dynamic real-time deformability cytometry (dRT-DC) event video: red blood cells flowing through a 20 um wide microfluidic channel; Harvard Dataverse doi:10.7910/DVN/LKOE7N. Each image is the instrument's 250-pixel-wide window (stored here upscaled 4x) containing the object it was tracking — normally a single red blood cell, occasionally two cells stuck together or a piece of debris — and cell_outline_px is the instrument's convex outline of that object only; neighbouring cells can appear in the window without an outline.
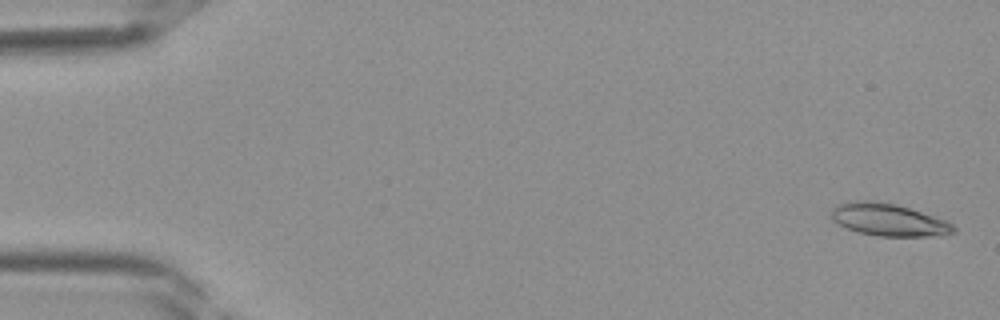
{"species": "Egyptian fruit bat (a non-hibernating species)", "species_latin": "Rousettus aegyptiacus", "temperature_condition": "room temperature", "stored_images_in_passage": 39, "camera_frame_rate_fps": 3000, "um_per_image_px": 0.085, "frame": {"image": 1, "passage_image": 1, "time_ms": 0.0, "image_size_px": [1000, 320], "cell_outline_px": [[956, 232], [944, 236], [880, 236], [856, 232], [832, 220], [828, 212], [836, 204], [848, 200], [876, 200], [896, 204], [944, 220], [952, 224], [956, 228]], "centroid_in_image_um": [75.47, 18.67], "position_along_channel_um": 9.5, "area_um2": 23.35}}
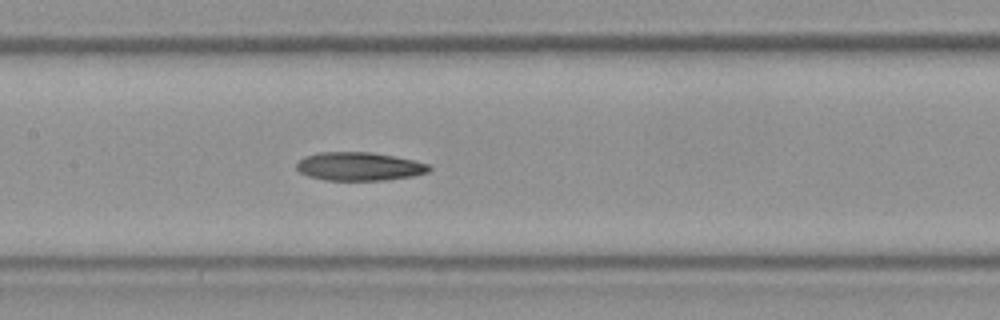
{"frame": {"image": 2, "passage_image": 19, "time_ms": 6.0, "image_size_px": [1000, 320], "cell_outline_px": [[432, 168], [428, 172], [416, 176], [388, 180], [324, 180], [308, 176], [300, 172], [296, 168], [296, 164], [304, 156], [316, 152], [372, 152], [412, 160], [428, 164]], "centroid_in_image_um": [30.53, 14.15], "position_along_channel_um": 176.9, "area_um2": 22.08}}
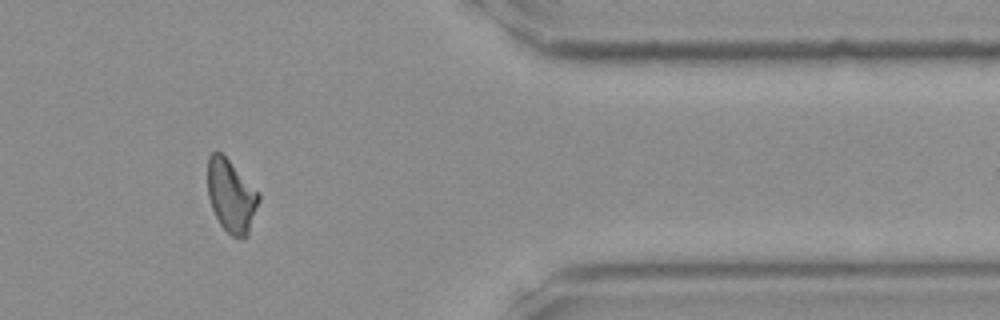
{"frame": {"image": 3, "passage_image": 33, "time_ms": 10.667, "image_size_px": [1000, 320], "cell_outline_px": [[260, 200], [248, 236], [244, 240], [232, 236], [220, 224], [212, 208], [208, 196], [208, 156], [212, 152], [220, 152], [260, 192]], "centroid_in_image_um": [19.68, 16.69], "position_along_channel_um": 391.7, "area_um2": 21.73}}